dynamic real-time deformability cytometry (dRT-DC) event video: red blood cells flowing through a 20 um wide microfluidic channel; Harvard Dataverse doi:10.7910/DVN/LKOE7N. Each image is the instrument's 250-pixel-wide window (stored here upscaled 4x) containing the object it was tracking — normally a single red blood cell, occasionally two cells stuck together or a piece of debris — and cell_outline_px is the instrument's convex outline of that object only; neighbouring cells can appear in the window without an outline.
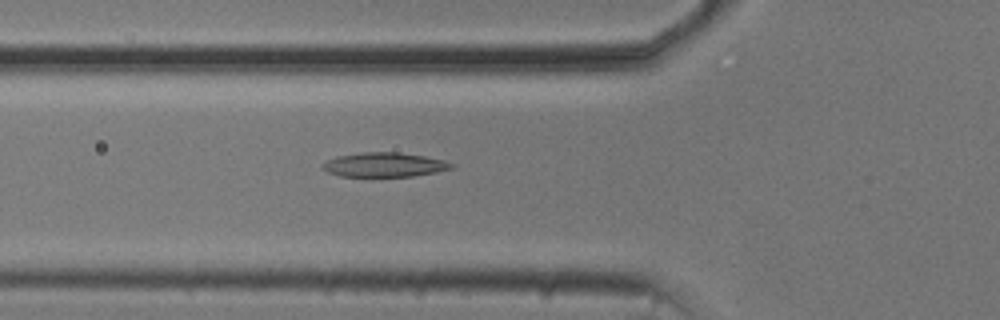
{"species": "common noctule bat (a hibernating species)", "species_latin": "Nyctalus noctula", "temperature_condition": "cold", "stored_images_in_passage": 53, "camera_frame_rate_fps": 3000, "um_per_image_px": 0.085, "animal": {"sex": "male", "body_mass_g": 20.5, "forearm_length_mm": 52.5}, "frame": {"image": 1, "passage_image": 19, "time_ms": 6.0, "image_size_px": [1000, 320], "cell_outline_px": [[456, 164], [452, 168], [436, 172], [412, 176], [340, 176], [328, 172], [320, 168], [320, 164], [336, 156], [360, 152], [400, 152], [424, 156], [444, 160]], "centroid_in_image_um": [32.64, 13.99], "position_along_channel_um": 93.2, "area_um2": 18.38}}
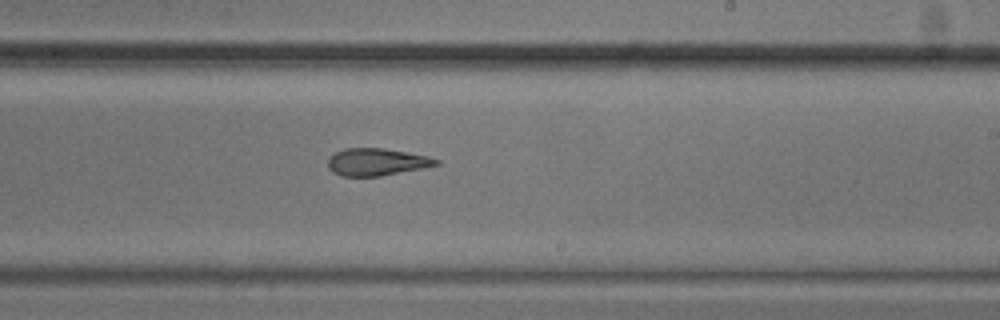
{"frame": {"image": 2, "passage_image": 32, "time_ms": 10.333, "image_size_px": [1000, 320], "cell_outline_px": [[440, 164], [424, 168], [380, 176], [340, 176], [332, 172], [328, 168], [328, 156], [344, 148], [384, 148], [408, 152], [428, 156], [440, 160]], "centroid_in_image_um": [32.01, 13.76], "position_along_channel_um": 257.0, "area_um2": 17.4}}
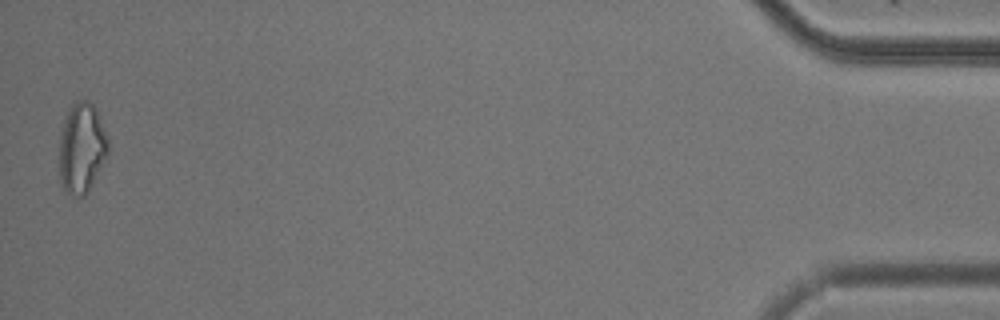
{"frame": {"image": 3, "passage_image": 53, "time_ms": 17.333, "image_size_px": [1000, 320], "cell_outline_px": [[108, 156], [88, 192], [84, 196], [72, 196], [64, 188], [60, 180], [60, 128], [68, 108], [76, 100], [88, 100], [92, 104], [108, 136]], "centroid_in_image_um": [6.95, 12.57], "position_along_channel_um": 428.3, "area_um2": 25.84}, "authors_computed_cell_mechanics": {"area_um2": 19.1318, "velocity_mm_per_s": 3.7671, "shape_relaxation_time_tau1_ms": null, "shape_relaxation_time_tau2_ms": 3.1224, "deformation_change_tau1": null, "deformation_change_tau2": 0.1074}}